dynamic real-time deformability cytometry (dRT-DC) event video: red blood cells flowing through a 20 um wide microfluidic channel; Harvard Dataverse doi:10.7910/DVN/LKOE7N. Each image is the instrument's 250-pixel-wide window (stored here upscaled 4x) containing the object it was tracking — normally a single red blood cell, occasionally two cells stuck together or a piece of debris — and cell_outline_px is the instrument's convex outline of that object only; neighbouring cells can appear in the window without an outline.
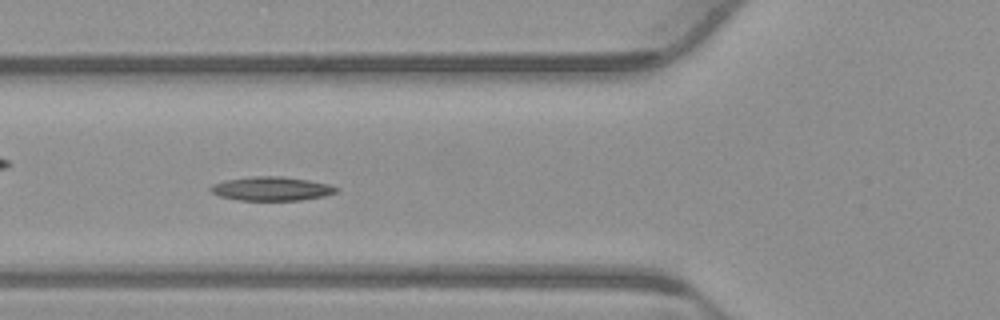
{"species": "common noctule bat (a hibernating species)", "species_latin": "Nyctalus noctula", "temperature_condition": "warm", "stored_images_in_passage": 54, "camera_frame_rate_fps": 3000, "um_per_image_px": 0.085, "animal": {"sex": "male", "body_mass_g": 23.1, "forearm_length_mm": 52.7}, "frame": {"image": 1, "passage_image": 19, "time_ms": 6.0, "image_size_px": [1000, 320], "cell_outline_px": [[340, 188], [336, 192], [324, 196], [300, 200], [240, 200], [220, 196], [212, 192], [208, 188], [212, 184], [224, 180], [256, 176], [284, 176], [308, 180], [328, 184]], "centroid_in_image_um": [23.07, 16.03], "position_along_channel_um": 102.7, "area_um2": 17.46}}
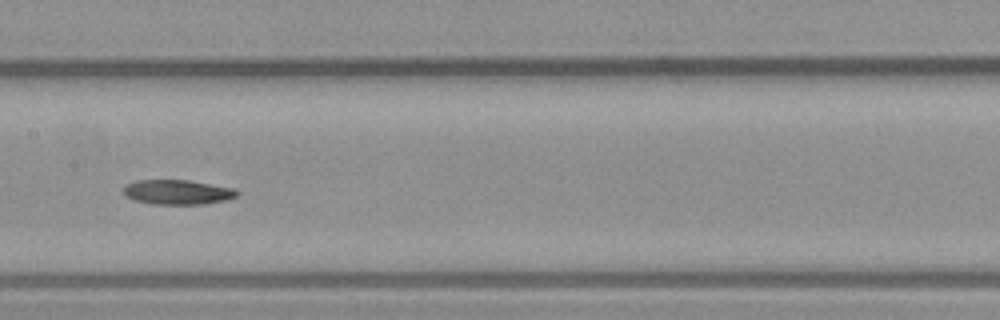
{"frame": {"image": 2, "passage_image": 26, "time_ms": 8.333, "image_size_px": [1000, 320], "cell_outline_px": [[240, 192], [236, 196], [228, 200], [204, 204], [152, 204], [136, 200], [128, 196], [124, 192], [124, 188], [128, 184], [136, 180], [188, 180], [236, 188]], "centroid_in_image_um": [15.17, 16.33], "position_along_channel_um": 192.2, "area_um2": 16.3}}
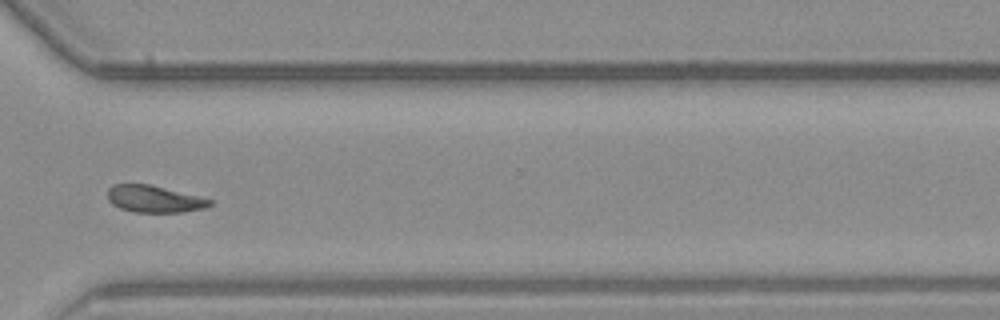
{"frame": {"image": 3, "passage_image": 39, "time_ms": 12.667, "image_size_px": [1000, 320], "cell_outline_px": [[212, 204], [204, 208], [184, 212], [132, 212], [120, 208], [112, 204], [108, 200], [108, 188], [112, 184], [148, 184], [200, 196], [212, 200]], "centroid_in_image_um": [13.09, 16.91], "position_along_channel_um": 357.5, "area_um2": 16.07}}